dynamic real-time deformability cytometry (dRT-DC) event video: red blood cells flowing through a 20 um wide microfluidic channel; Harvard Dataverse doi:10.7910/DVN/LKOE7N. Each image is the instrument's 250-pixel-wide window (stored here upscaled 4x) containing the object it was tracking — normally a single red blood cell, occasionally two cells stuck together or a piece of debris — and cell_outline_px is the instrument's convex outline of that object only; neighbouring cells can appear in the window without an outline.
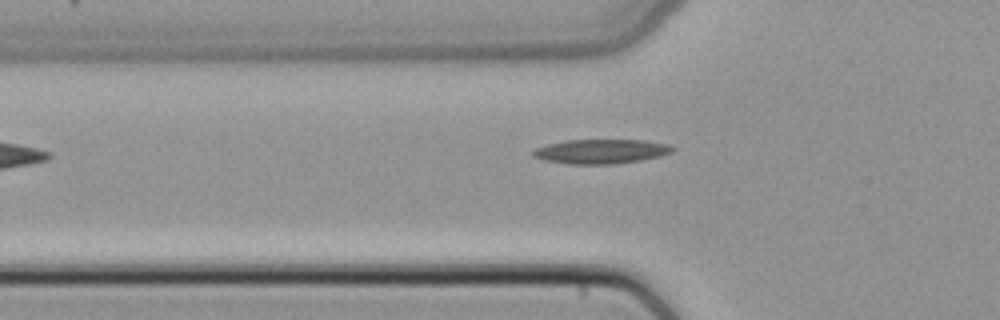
{"species": "common noctule bat (a hibernating species)", "species_latin": "Nyctalus noctula", "temperature_condition": "cold", "stored_images_in_passage": 6, "camera_frame_rate_fps": 3000, "um_per_image_px": 0.085, "animal": {"sex": "female", "body_mass_g": 22.7, "forearm_length_mm": 54.2}, "frame": {"image": 1, "passage_image": 5, "time_ms": 1.333, "image_size_px": [1000, 320], "cell_outline_px": [[676, 148], [672, 152], [660, 156], [640, 160], [612, 164], [568, 164], [544, 160], [532, 156], [532, 152], [536, 148], [548, 144], [564, 140], [644, 140], [668, 144]], "centroid_in_image_um": [51.08, 12.87], "position_along_channel_um": 74.7, "area_um2": 19.83}}